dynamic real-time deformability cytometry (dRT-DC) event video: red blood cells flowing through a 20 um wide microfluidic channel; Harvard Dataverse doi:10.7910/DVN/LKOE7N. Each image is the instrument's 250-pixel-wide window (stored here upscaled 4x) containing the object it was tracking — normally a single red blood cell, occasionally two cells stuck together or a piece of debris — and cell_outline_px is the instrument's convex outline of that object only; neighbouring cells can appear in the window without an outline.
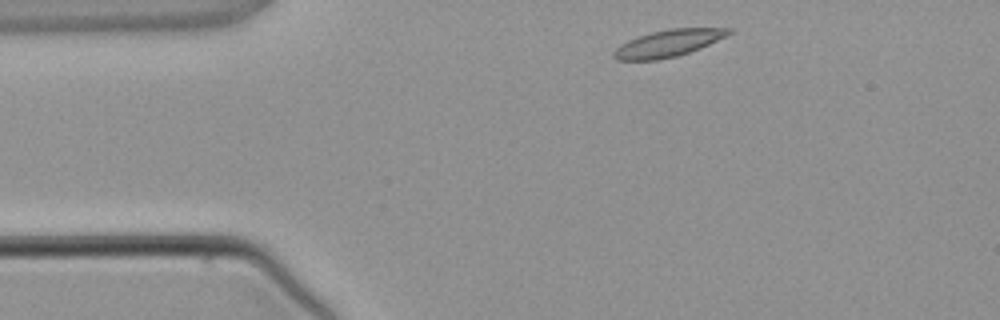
{"species": "common noctule bat (a hibernating species)", "species_latin": "Nyctalus noctula", "temperature_condition": "warm", "stored_images_in_passage": 2, "camera_frame_rate_fps": 3000, "um_per_image_px": 0.085, "animal": {"sex": "male", "body_mass_g": 21.5, "forearm_length_mm": 52.0}, "frame": {"image": 1, "passage_image": 1, "time_ms": 0.0, "image_size_px": [1000, 320], "cell_outline_px": [[732, 32], [700, 48], [676, 56], [660, 60], [616, 60], [612, 56], [612, 52], [620, 44], [628, 40], [652, 32], [672, 28], [732, 28]], "centroid_in_image_um": [56.74, 3.69], "position_along_channel_um": 28.3, "area_um2": 17.8}}